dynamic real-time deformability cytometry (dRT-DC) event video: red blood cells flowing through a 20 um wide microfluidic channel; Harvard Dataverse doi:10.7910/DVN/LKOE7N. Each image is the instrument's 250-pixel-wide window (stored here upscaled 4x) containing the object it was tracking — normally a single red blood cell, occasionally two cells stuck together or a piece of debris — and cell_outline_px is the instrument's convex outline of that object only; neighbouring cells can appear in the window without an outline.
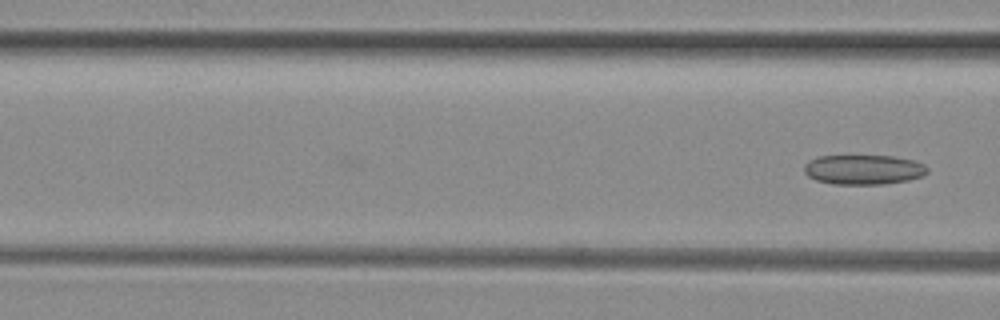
{"species": "common noctule bat (a hibernating species)", "species_latin": "Nyctalus noctula", "temperature_condition": "room temperature", "stored_images_in_passage": 6, "camera_frame_rate_fps": 3000, "um_per_image_px": 0.085, "animal": {"sex": "female", "body_mass_g": 29.2, "forearm_length_mm": 56.3}, "frame": {"image": 1, "passage_image": 6, "time_ms": 1.667, "image_size_px": [1000, 320], "cell_outline_px": [[928, 172], [920, 176], [908, 180], [884, 184], [832, 184], [816, 180], [808, 176], [804, 172], [804, 164], [808, 160], [816, 156], [892, 156], [912, 160], [924, 164], [928, 168]], "centroid_in_image_um": [73.36, 14.41], "position_along_channel_um": 93.2, "area_um2": 21.39}}